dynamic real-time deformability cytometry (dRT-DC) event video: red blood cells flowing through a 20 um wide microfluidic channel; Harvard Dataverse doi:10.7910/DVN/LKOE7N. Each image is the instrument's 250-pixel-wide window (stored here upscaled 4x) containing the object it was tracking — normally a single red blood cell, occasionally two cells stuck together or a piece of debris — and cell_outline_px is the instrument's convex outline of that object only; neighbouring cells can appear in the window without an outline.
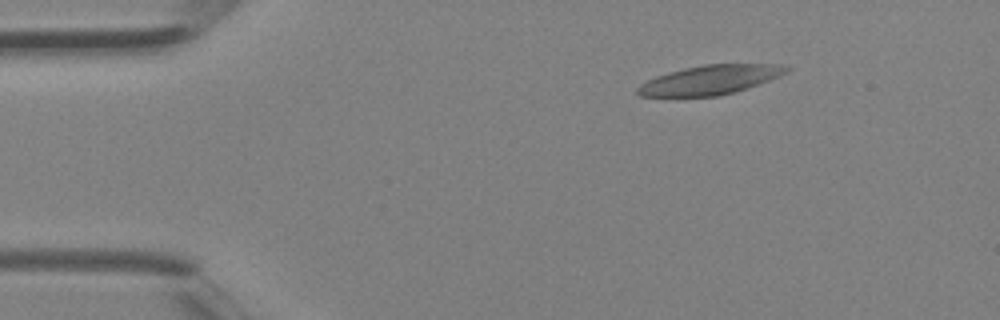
{"species": "Egyptian fruit bat (a non-hibernating species)", "species_latin": "Rousettus aegyptiacus", "temperature_condition": "room temperature", "stored_images_in_passage": 3, "camera_frame_rate_fps": 3000, "um_per_image_px": 0.085, "animal": {"sex": "female"}, "frame": {"image": 1, "passage_image": 1, "time_ms": 0.0, "image_size_px": [1000, 320], "cell_outline_px": [[792, 68], [788, 72], [780, 76], [748, 88], [720, 96], [640, 96], [636, 92], [636, 88], [640, 84], [656, 76], [668, 72], [684, 68], [704, 64], [784, 64]], "centroid_in_image_um": [60.39, 6.78], "position_along_channel_um": 24.6, "area_um2": 25.49}}
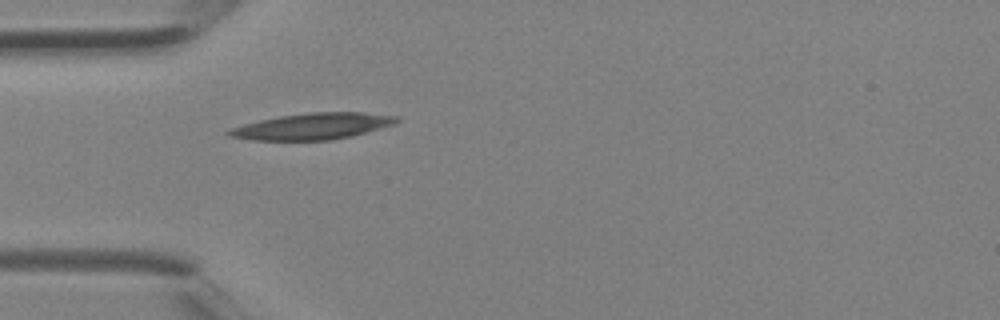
{"frame": {"image": 2, "passage_image": 3, "time_ms": 0.667, "image_size_px": [1000, 320], "cell_outline_px": [[400, 120], [396, 124], [352, 136], [332, 140], [252, 140], [228, 136], [224, 132], [232, 128], [244, 124], [260, 120], [280, 116], [308, 112], [364, 112], [400, 116]], "centroid_in_image_um": [26.62, 10.73], "position_along_channel_um": 58.4, "area_um2": 25.89}}